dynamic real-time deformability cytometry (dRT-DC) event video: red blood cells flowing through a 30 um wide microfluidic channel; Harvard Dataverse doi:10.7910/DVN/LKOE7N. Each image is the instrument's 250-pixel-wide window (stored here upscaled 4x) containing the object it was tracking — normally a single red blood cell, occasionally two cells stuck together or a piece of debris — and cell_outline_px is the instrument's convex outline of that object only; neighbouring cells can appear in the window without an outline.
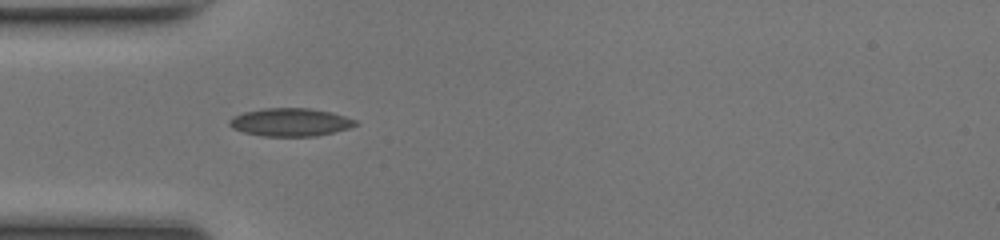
{"species": "common noctule bat (a hibernating species)", "species_latin": "Nyctalus noctula", "temperature_condition": "room temperature", "stored_images_in_passage": 35, "camera_frame_rate_fps": 3000, "um_per_image_px": 0.085, "animal": {"sex": "female", "body_mass_g": 17.0, "forearm_length_mm": 48.0}, "frame": {"image": 1, "passage_image": 1, "time_ms": 0.0, "image_size_px": [1000, 240], "cell_outline_px": [[360, 124], [348, 128], [316, 136], [264, 136], [244, 132], [232, 128], [228, 124], [228, 120], [244, 112], [264, 108], [308, 108], [332, 112], [356, 120]], "centroid_in_image_um": [24.69, 10.38], "position_along_channel_um": 60.3, "area_um2": 20.46}}
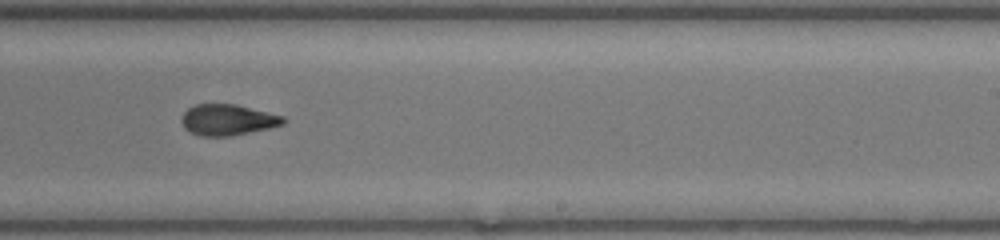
{"frame": {"image": 2, "passage_image": 16, "time_ms": 5.0, "image_size_px": [1000, 240], "cell_outline_px": [[288, 120], [284, 124], [268, 128], [232, 136], [200, 136], [184, 128], [180, 120], [184, 112], [188, 108], [196, 104], [236, 104], [284, 116]], "centroid_in_image_um": [19.36, 10.18], "position_along_channel_um": 269.6, "area_um2": 18.44}}
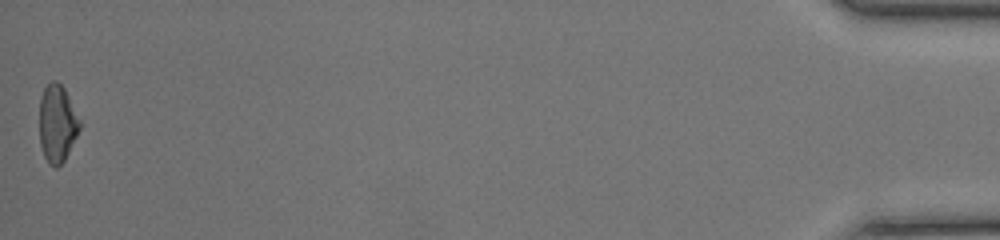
{"frame": {"image": 3, "passage_image": 35, "time_ms": 11.333, "image_size_px": [1000, 240], "cell_outline_px": [[80, 128], [64, 160], [56, 168], [48, 164], [44, 156], [40, 144], [40, 96], [44, 88], [52, 80], [56, 80], [64, 88], [80, 120]], "centroid_in_image_um": [4.85, 10.5], "position_along_channel_um": 430.4, "area_um2": 17.98}, "authors_computed_cell_mechanics": {"area_um2": 18.3226, "velocity_mm_per_s": 4.2144, "shape_relaxation_time_tau1_ms": 8.7747, "shape_relaxation_time_tau2_ms": 1.6911, "deformation_change_tau1": 0.2062, "deformation_change_tau2": 0.0791}}